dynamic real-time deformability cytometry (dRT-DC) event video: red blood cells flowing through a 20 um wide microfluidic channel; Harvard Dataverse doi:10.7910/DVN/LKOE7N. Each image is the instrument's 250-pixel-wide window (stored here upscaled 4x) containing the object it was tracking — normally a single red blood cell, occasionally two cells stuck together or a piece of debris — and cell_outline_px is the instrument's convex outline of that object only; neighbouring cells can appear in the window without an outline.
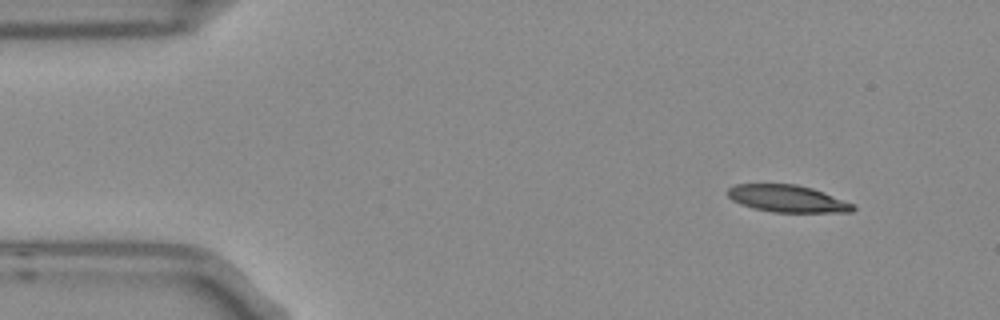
{"species": "Egyptian fruit bat (a non-hibernating species)", "species_latin": "Rousettus aegyptiacus", "temperature_condition": "room temperature", "stored_images_in_passage": 6, "camera_frame_rate_fps": 3000, "um_per_image_px": 0.085, "frame": {"image": 1, "passage_image": 1, "time_ms": 0.0, "image_size_px": [1000, 320], "cell_outline_px": [[856, 208], [852, 212], [772, 212], [752, 208], [740, 204], [732, 200], [728, 196], [728, 188], [732, 184], [796, 184], [812, 188], [856, 204]], "centroid_in_image_um": [66.93, 16.88], "position_along_channel_um": 18.1, "area_um2": 19.94}}
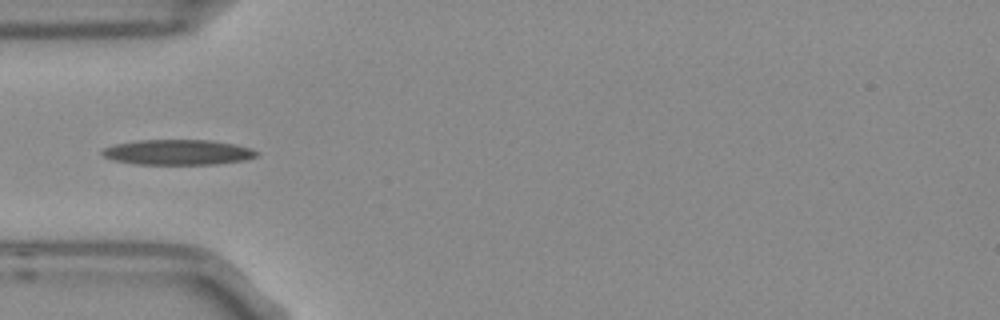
{"frame": {"image": 2, "passage_image": 4, "time_ms": 1.0, "image_size_px": [1000, 320], "cell_outline_px": [[260, 152], [256, 156], [244, 160], [216, 164], [136, 164], [116, 160], [104, 156], [100, 152], [104, 148], [116, 144], [140, 140], [212, 140], [252, 148]], "centroid_in_image_um": [15.15, 12.94], "position_along_channel_um": 69.8, "area_um2": 22.54}}